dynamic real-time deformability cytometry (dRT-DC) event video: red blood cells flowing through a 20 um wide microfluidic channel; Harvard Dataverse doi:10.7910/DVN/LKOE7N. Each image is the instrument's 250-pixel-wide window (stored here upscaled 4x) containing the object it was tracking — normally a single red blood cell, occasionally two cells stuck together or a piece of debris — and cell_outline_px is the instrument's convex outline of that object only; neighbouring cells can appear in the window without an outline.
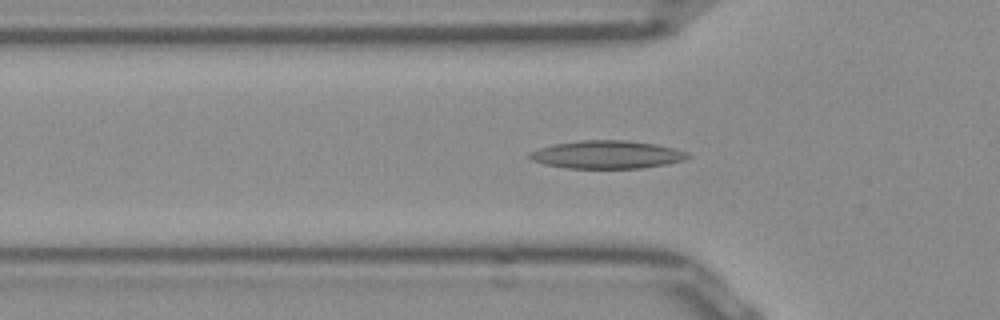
{"species": "Egyptian fruit bat (a non-hibernating species)", "species_latin": "Rousettus aegyptiacus", "temperature_condition": "room temperature", "stored_images_in_passage": 49, "camera_frame_rate_fps": 3000, "um_per_image_px": 0.085, "frame": {"image": 1, "passage_image": 14, "time_ms": 4.333, "image_size_px": [1000, 320], "cell_outline_px": [[692, 156], [684, 160], [664, 164], [640, 168], [564, 168], [544, 164], [532, 160], [528, 156], [528, 152], [540, 148], [556, 144], [580, 140], [624, 140], [656, 144], [688, 152]], "centroid_in_image_um": [51.58, 13.14], "position_along_channel_um": 74.2, "area_um2": 25.66}}
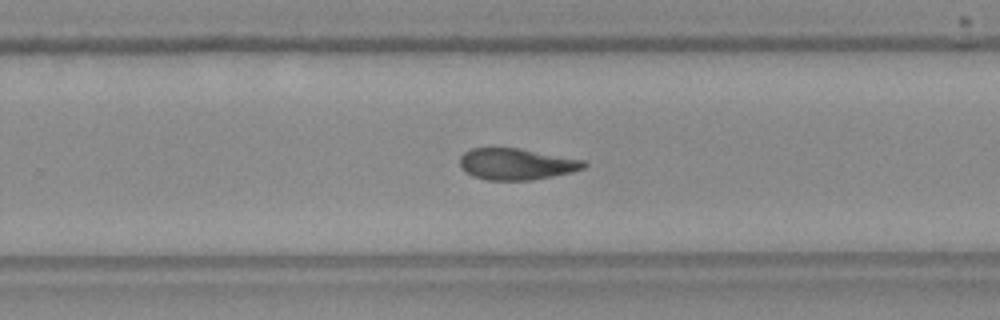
{"frame": {"image": 2, "passage_image": 30, "time_ms": 9.667, "image_size_px": [1000, 320], "cell_outline_px": [[588, 164], [584, 168], [572, 172], [532, 180], [488, 180], [472, 176], [460, 168], [460, 156], [464, 152], [472, 148], [516, 148], [584, 160]], "centroid_in_image_um": [43.87, 13.95], "position_along_channel_um": 285.9, "area_um2": 22.6}}
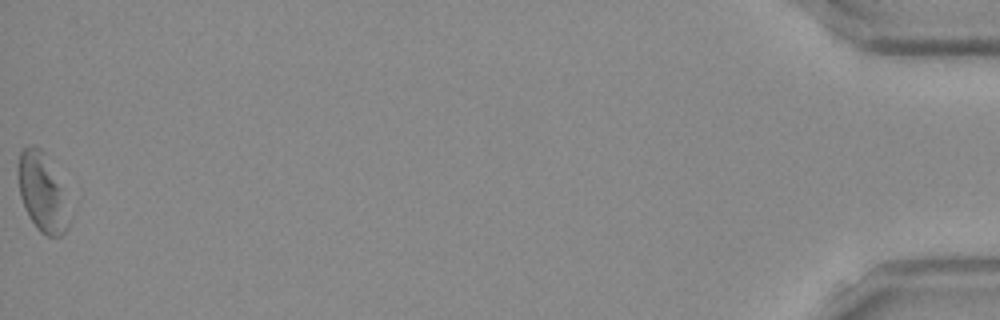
{"frame": {"image": 3, "passage_image": 49, "time_ms": 16.0, "image_size_px": [1000, 320], "cell_outline_px": [[72, 216], [68, 228], [60, 236], [48, 236], [40, 232], [36, 228], [28, 216], [24, 208], [20, 196], [16, 168], [20, 152], [28, 144], [32, 144], [40, 148], [44, 152], [60, 188]], "centroid_in_image_um": [3.54, 16.39], "position_along_channel_um": 431.7, "area_um2": 23.24}, "authors_computed_cell_mechanics": {"area_um2": 23.2356, "velocity_mm_per_s": 3.9506, "shape_relaxation_time_tau1_ms": 10.4954, "shape_relaxation_time_tau2_ms": 9.0045, "deformation_change_tau1": 0.2427, "deformation_change_tau2": 0.1802}}